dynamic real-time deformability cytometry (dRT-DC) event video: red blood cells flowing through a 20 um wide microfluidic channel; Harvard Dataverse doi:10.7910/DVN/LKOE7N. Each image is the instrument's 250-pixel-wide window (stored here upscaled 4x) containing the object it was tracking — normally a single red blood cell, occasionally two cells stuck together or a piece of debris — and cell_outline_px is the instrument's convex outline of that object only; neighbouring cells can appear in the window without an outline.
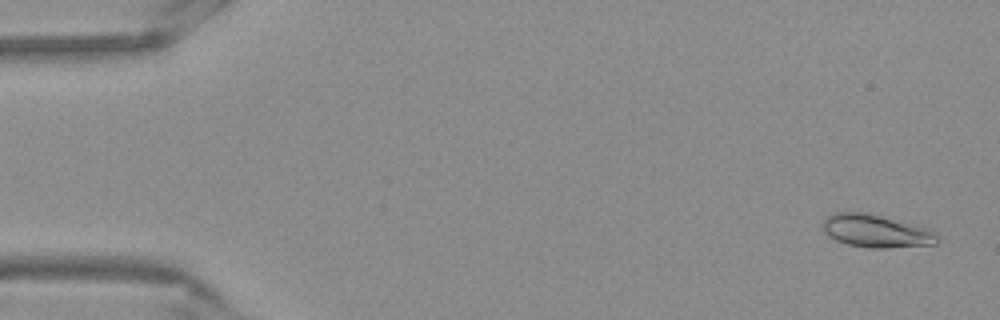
{"species": "Egyptian fruit bat (a non-hibernating species)", "species_latin": "Rousettus aegyptiacus", "temperature_condition": "warm", "stored_images_in_passage": 52, "camera_frame_rate_fps": 3000, "um_per_image_px": 0.085, "frame": {"image": 1, "passage_image": 2, "time_ms": 0.333, "image_size_px": [1000, 320], "cell_outline_px": [[940, 240], [936, 244], [888, 248], [872, 248], [848, 244], [836, 240], [828, 236], [824, 232], [824, 220], [832, 212], [864, 212], [916, 224], [932, 232]], "centroid_in_image_um": [74.45, 19.64], "position_along_channel_um": 10.6, "area_um2": 21.73}}
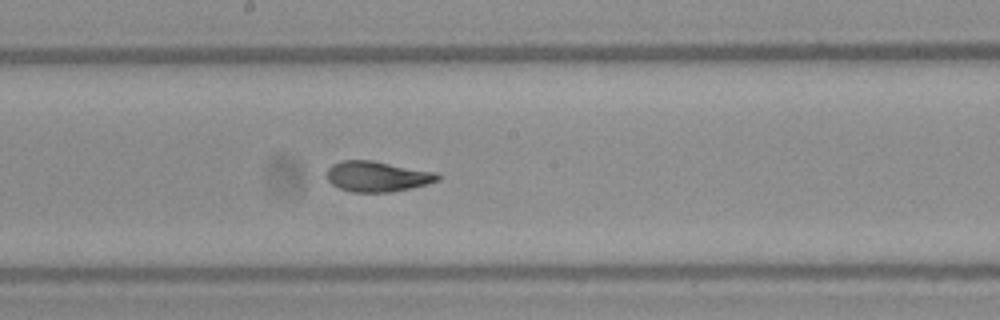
{"frame": {"image": 2, "passage_image": 28, "time_ms": 9.0, "image_size_px": [1000, 320], "cell_outline_px": [[440, 180], [428, 184], [412, 188], [388, 192], [352, 192], [340, 188], [332, 184], [328, 180], [328, 168], [332, 164], [340, 160], [372, 160], [436, 172], [440, 176]], "centroid_in_image_um": [32.08, 14.99], "position_along_channel_um": 216.1, "area_um2": 19.71}}
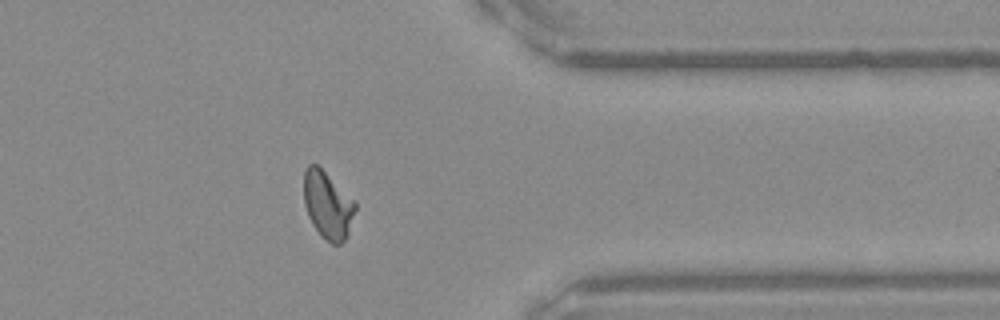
{"frame": {"image": 3, "passage_image": 42, "time_ms": 13.667, "image_size_px": [1000, 320], "cell_outline_px": [[356, 208], [348, 236], [340, 244], [332, 244], [320, 236], [312, 224], [308, 216], [304, 204], [304, 172], [308, 164], [316, 164], [356, 200]], "centroid_in_image_um": [27.87, 17.45], "position_along_channel_um": 383.5, "area_um2": 20.4}, "authors_computed_cell_mechanics": {"area_um2": 19.8832, "velocity_mm_per_s": 3.8619, "shape_relaxation_time_tau1_ms": 5.4659, "shape_relaxation_time_tau2_ms": 1.3883, "deformation_change_tau1": 0.1833, "deformation_change_tau2": 0.0558}}